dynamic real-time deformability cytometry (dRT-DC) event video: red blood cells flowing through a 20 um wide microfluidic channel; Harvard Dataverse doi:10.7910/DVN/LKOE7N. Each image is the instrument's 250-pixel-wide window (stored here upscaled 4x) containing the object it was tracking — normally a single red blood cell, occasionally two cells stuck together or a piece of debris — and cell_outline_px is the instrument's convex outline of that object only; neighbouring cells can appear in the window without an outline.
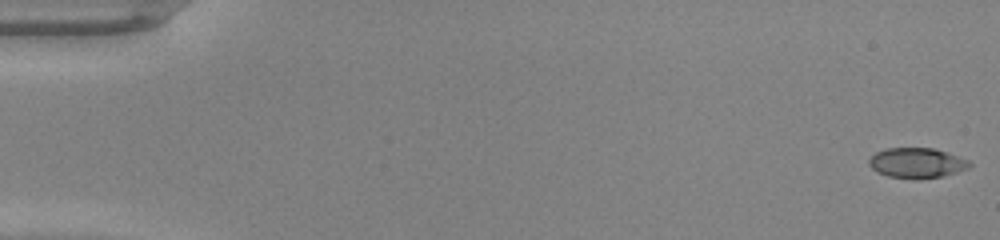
{"species": "common noctule bat (a hibernating species)", "species_latin": "Nyctalus noctula", "temperature_condition": "warm", "stored_images_in_passage": 48, "camera_frame_rate_fps": 3000, "um_per_image_px": 0.085, "animal": {"sex": "male", "body_mass_g": 20.0, "forearm_length_mm": 53.3}, "frame": {"image": 1, "passage_image": 1, "time_ms": 0.0, "image_size_px": [1000, 240], "cell_outline_px": [[972, 164], [968, 168], [944, 176], [888, 176], [876, 172], [868, 164], [868, 160], [876, 152], [884, 148], [932, 148], [948, 152], [968, 160]], "centroid_in_image_um": [77.92, 13.8], "position_along_channel_um": 7.1, "area_um2": 17.05}}
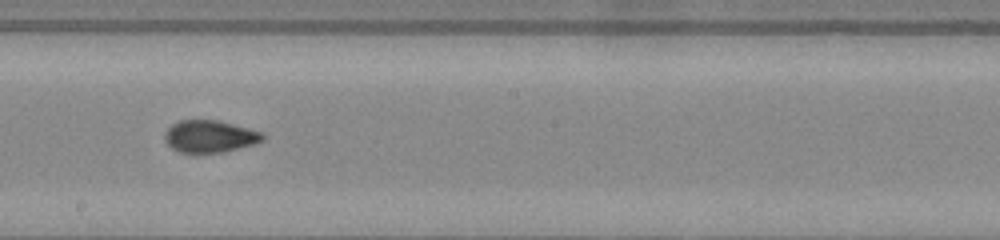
{"frame": {"image": 2, "passage_image": 28, "time_ms": 9.0, "image_size_px": [1000, 240], "cell_outline_px": [[264, 140], [252, 144], [220, 152], [180, 152], [172, 148], [164, 140], [164, 132], [172, 124], [180, 120], [220, 120], [264, 132]], "centroid_in_image_um": [17.82, 11.57], "position_along_channel_um": 230.4, "area_um2": 18.26}}
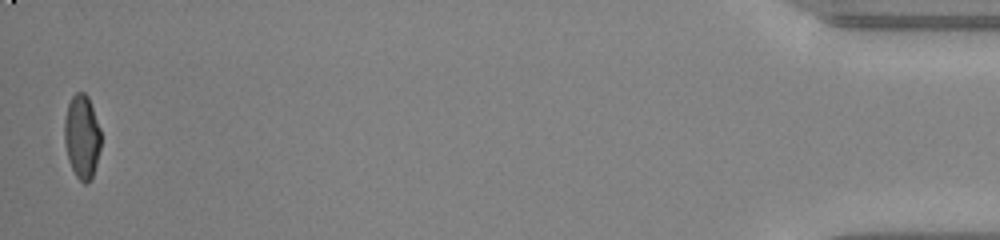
{"frame": {"image": 3, "passage_image": 48, "time_ms": 15.667, "image_size_px": [1000, 240], "cell_outline_px": [[100, 148], [96, 164], [92, 176], [84, 184], [76, 176], [68, 160], [64, 140], [64, 120], [68, 104], [72, 96], [76, 92], [84, 92], [88, 96], [100, 128]], "centroid_in_image_um": [6.95, 11.59], "position_along_channel_um": 428.3, "area_um2": 17.69}, "authors_computed_cell_mechanics": {"area_um2": 18.1492, "velocity_mm_per_s": 4.3192, "shape_relaxation_time_tau1_ms": 5.0649, "shape_relaxation_time_tau2_ms": 0.4845, "deformation_change_tau1": 0.2365, "deformation_change_tau2": 0.0587}}